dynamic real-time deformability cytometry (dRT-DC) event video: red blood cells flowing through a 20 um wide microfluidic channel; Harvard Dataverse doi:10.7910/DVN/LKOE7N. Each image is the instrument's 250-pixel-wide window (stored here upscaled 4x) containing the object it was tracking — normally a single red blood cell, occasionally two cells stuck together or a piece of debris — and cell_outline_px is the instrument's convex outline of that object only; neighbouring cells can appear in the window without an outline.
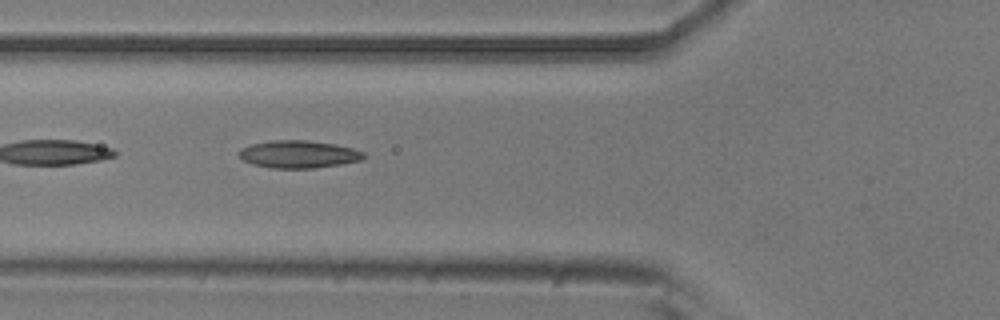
{"species": "common noctule bat (a hibernating species)", "species_latin": "Nyctalus noctula", "temperature_condition": "room temperature", "stored_images_in_passage": 7, "camera_frame_rate_fps": 3000, "um_per_image_px": 0.085, "animal": {"sex": "male", "body_mass_g": 20.5, "forearm_length_mm": 52.5}, "frame": {"image": 1, "passage_image": 6, "time_ms": 1.667, "image_size_px": [1000, 320], "cell_outline_px": [[364, 156], [360, 160], [340, 164], [312, 168], [272, 168], [252, 164], [244, 160], [236, 152], [240, 148], [252, 144], [272, 140], [304, 140], [336, 144], [352, 148], [364, 152]], "centroid_in_image_um": [25.34, 13.1], "position_along_channel_um": 100.5, "area_um2": 19.88}}